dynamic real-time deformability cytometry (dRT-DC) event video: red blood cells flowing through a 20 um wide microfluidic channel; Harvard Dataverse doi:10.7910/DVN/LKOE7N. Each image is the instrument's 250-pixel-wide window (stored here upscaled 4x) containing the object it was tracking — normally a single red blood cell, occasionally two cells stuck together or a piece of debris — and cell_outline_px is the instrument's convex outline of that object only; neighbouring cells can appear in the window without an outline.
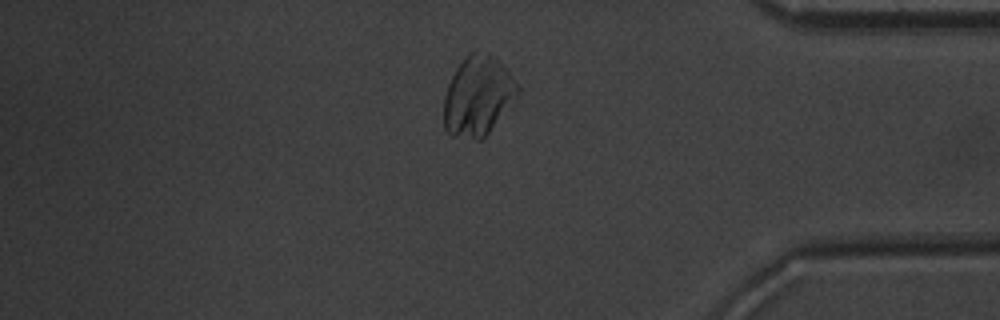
{"species": "common noctule bat (a hibernating species)", "species_latin": "Nyctalus noctula", "temperature_condition": "warm", "stored_images_in_passage": 42, "camera_frame_rate_fps": 3000, "um_per_image_px": 0.085, "animal": {"sex": "male", "body_mass_g": 20.1, "forearm_length_mm": 53.5}, "frame": {"image": 1, "passage_image": 35, "time_ms": 11.333, "image_size_px": [1000, 320], "cell_outline_px": [[520, 92], [488, 132], [480, 140], [476, 140], [452, 136], [444, 128], [444, 96], [448, 84], [456, 68], [472, 52], [488, 52], [500, 60], [508, 68], [520, 88]], "centroid_in_image_um": [40.63, 8.15], "position_along_channel_um": 394.6, "area_um2": 34.1}}